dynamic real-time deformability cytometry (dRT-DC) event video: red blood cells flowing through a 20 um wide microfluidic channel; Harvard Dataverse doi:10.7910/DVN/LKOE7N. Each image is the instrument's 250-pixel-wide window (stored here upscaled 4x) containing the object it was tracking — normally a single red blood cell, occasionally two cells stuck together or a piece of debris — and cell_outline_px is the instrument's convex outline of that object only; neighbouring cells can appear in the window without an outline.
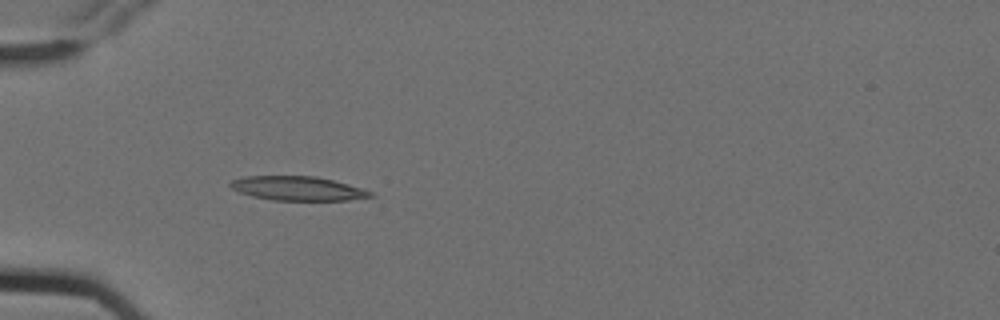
{"species": "Egyptian fruit bat (a non-hibernating species)", "species_latin": "Rousettus aegyptiacus", "temperature_condition": "cold", "stored_images_in_passage": 6, "camera_frame_rate_fps": 3000, "um_per_image_px": 0.085, "animal": {"sex": "female"}, "frame": {"image": 1, "passage_image": 5, "time_ms": 1.333, "image_size_px": [1000, 320], "cell_outline_px": [[376, 196], [348, 200], [272, 200], [252, 196], [240, 192], [232, 188], [228, 184], [232, 180], [244, 176], [316, 176], [348, 184], [372, 192]], "centroid_in_image_um": [25.3, 16.01], "position_along_channel_um": 59.7, "area_um2": 19.59}}
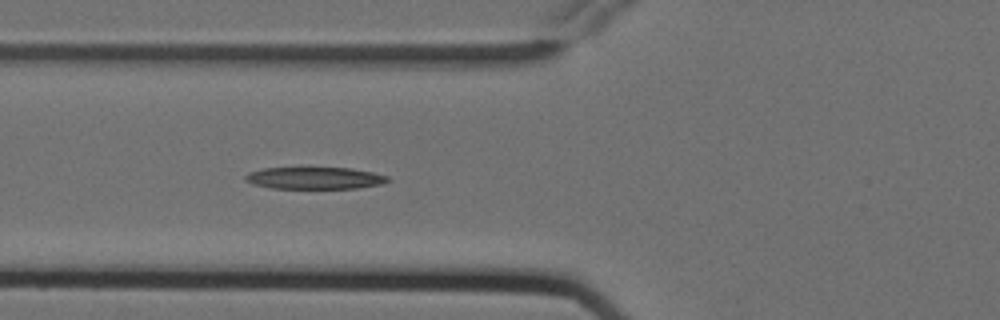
{"frame": {"image": 2, "passage_image": 6, "time_ms": 1.667, "image_size_px": [1000, 320], "cell_outline_px": [[392, 180], [380, 184], [356, 188], [272, 188], [252, 184], [244, 180], [244, 176], [248, 172], [264, 168], [352, 168], [372, 172], [388, 176]], "centroid_in_image_um": [26.73, 15.13], "position_along_channel_um": 99.1, "area_um2": 18.21}}